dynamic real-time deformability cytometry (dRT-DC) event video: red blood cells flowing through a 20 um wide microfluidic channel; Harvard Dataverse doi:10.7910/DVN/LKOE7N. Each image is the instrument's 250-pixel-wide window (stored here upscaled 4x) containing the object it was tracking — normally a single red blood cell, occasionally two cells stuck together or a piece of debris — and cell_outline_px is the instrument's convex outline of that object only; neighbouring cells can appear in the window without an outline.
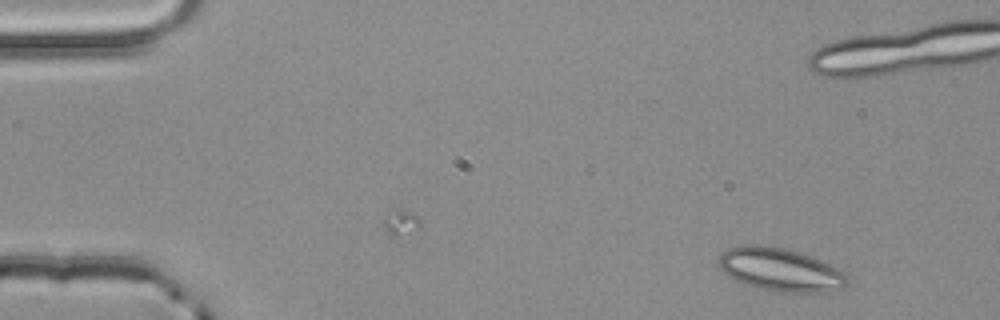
{"species": "common noctule bat (a hibernating species)", "species_latin": "Nyctalus noctula", "temperature_condition": "room temperature", "stored_images_in_passage": 3, "camera_frame_rate_fps": 3000, "um_per_image_px": 0.085, "animal": {"sex": "male", "body_mass_g": 20.4}, "frame": {"image": 1, "passage_image": 1, "time_ms": 0.0, "image_size_px": [1000, 320], "cell_outline_px": [[848, 284], [844, 288], [824, 292], [776, 292], [756, 288], [744, 284], [728, 276], [720, 268], [720, 256], [728, 248], [744, 244], [760, 244], [788, 248], [812, 256], [836, 268], [848, 276]], "centroid_in_image_um": [66.33, 22.92], "position_along_channel_um": 18.7, "area_um2": 32.54}}